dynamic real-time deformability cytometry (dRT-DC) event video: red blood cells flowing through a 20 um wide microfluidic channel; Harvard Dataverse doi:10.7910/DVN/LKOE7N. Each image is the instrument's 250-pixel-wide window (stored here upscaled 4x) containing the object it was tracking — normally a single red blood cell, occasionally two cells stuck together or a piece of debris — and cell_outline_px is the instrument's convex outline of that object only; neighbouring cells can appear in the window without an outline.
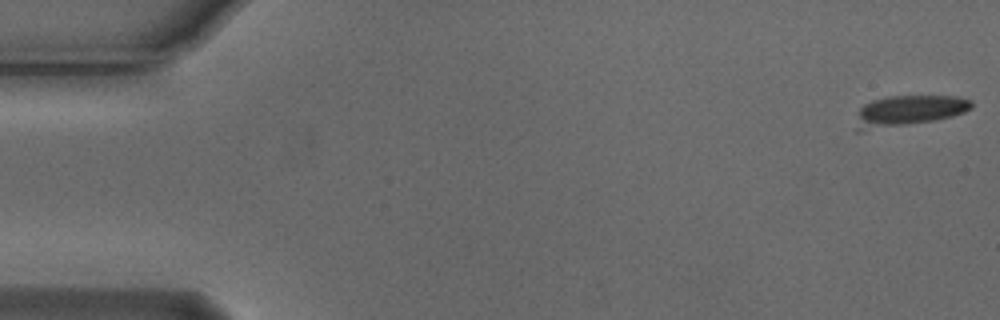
{"species": "Egyptian fruit bat (a non-hibernating species)", "species_latin": "Rousettus aegyptiacus", "temperature_condition": "cold", "stored_images_in_passage": 6, "camera_frame_rate_fps": 3000, "um_per_image_px": 0.085, "animal": {"sex": "male"}, "frame": {"image": 1, "passage_image": 1, "time_ms": 0.0, "image_size_px": [1000, 320], "cell_outline_px": [[972, 108], [964, 112], [952, 116], [932, 120], [860, 132], [856, 132], [856, 128], [860, 108], [864, 104], [872, 100], [888, 96], [956, 96], [972, 100]], "centroid_in_image_um": [77.22, 9.41], "position_along_channel_um": 7.8, "area_um2": 20.46}}
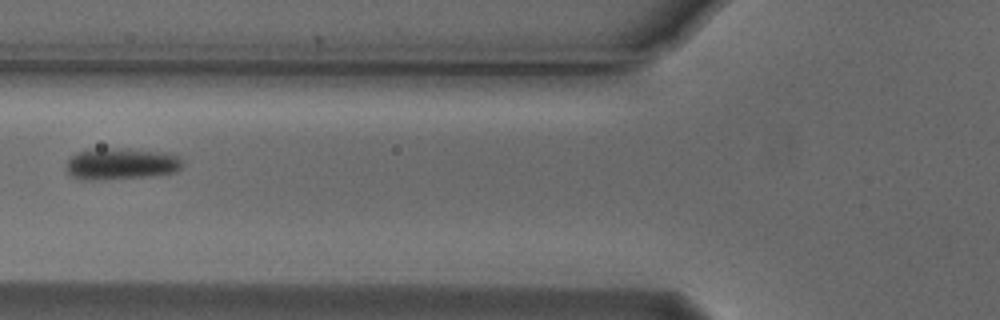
{"frame": {"image": 2, "passage_image": 6, "time_ms": 1.667, "image_size_px": [1000, 320], "cell_outline_px": [[184, 164], [176, 172], [152, 176], [96, 180], [84, 180], [72, 176], [68, 172], [68, 160], [76, 152], [88, 148], [128, 148], [168, 152], [180, 156], [184, 160]], "centroid_in_image_um": [10.36, 13.9], "position_along_channel_um": 115.4, "area_um2": 21.91}}